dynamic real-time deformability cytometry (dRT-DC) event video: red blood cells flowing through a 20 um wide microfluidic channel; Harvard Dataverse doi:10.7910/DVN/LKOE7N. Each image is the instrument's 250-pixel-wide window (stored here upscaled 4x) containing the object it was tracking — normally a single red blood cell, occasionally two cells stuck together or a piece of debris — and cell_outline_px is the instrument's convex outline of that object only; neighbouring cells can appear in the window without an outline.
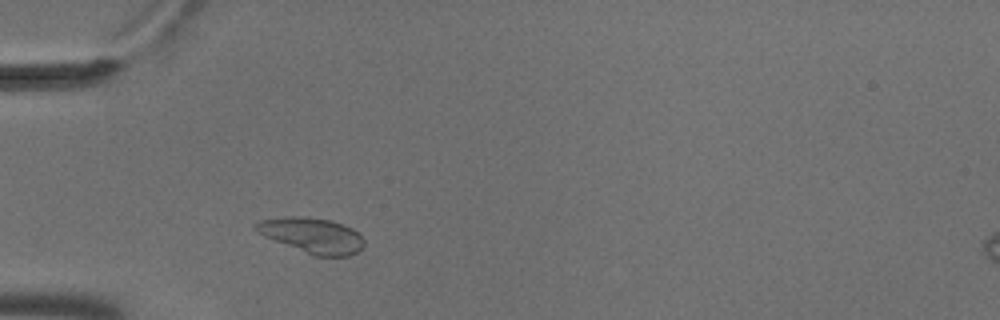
{"species": "common noctule bat (a hibernating species)", "species_latin": "Nyctalus noctula", "temperature_condition": "cold", "stored_images_in_passage": 2, "camera_frame_rate_fps": 3000, "um_per_image_px": 0.085, "animal": {"sex": "male", "body_mass_g": 18.8}, "frame": {"image": 1, "passage_image": 2, "time_ms": 0.333, "image_size_px": [1000, 320], "cell_outline_px": [[364, 244], [356, 252], [348, 256], [316, 256], [264, 236], [252, 228], [252, 224], [260, 220], [284, 216], [300, 216], [332, 220], [352, 228], [364, 240]], "centroid_in_image_um": [26.49, 19.98], "position_along_channel_um": 58.5, "area_um2": 22.08}}